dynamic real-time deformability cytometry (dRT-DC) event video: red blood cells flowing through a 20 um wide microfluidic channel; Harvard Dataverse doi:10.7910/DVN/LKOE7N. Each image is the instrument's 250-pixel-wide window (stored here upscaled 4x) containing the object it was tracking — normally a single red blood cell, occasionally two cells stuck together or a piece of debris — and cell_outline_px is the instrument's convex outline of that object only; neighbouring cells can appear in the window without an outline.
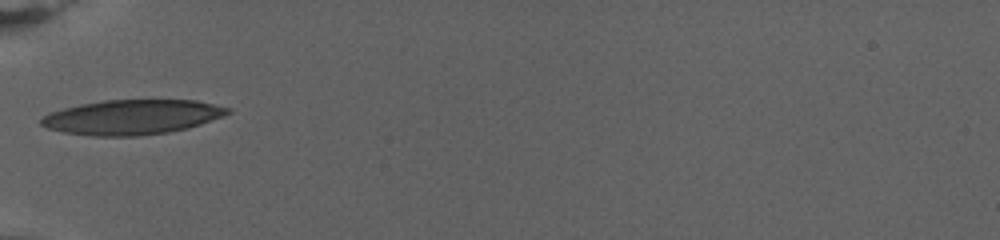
{"species": "human", "species_latin": "Homo sapiens", "temperature_condition": "warm", "stored_images_in_passage": 51, "camera_frame_rate_fps": 3000, "um_per_image_px": 0.085, "donor": {"sex": "female"}, "frame": {"image": 1, "passage_image": 1, "time_ms": 0.0, "image_size_px": [1000, 240], "cell_outline_px": [[232, 112], [224, 116], [188, 128], [168, 132], [140, 136], [92, 136], [64, 132], [48, 128], [40, 124], [40, 120], [44, 116], [52, 112], [64, 108], [80, 104], [104, 100], [196, 100], [232, 108]], "centroid_in_image_um": [11.27, 9.95], "position_along_channel_um": 73.7, "area_um2": 37.8}}
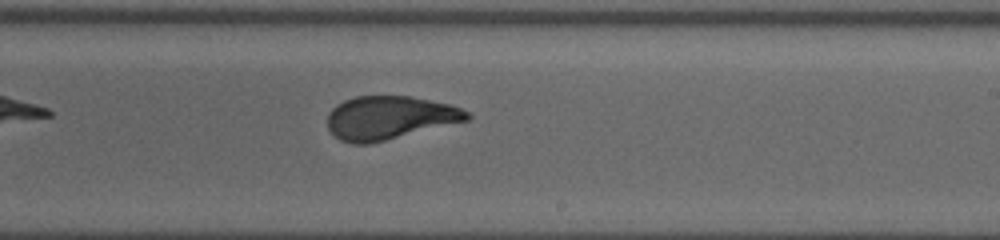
{"frame": {"image": 2, "passage_image": 22, "time_ms": 7.0, "image_size_px": [1000, 240], "cell_outline_px": [[472, 116], [468, 120], [372, 144], [352, 144], [340, 140], [328, 128], [328, 112], [336, 104], [344, 100], [356, 96], [412, 96], [448, 104], [460, 108], [468, 112]], "centroid_in_image_um": [33.09, 10.01], "position_along_channel_um": 255.9, "area_um2": 35.37}}
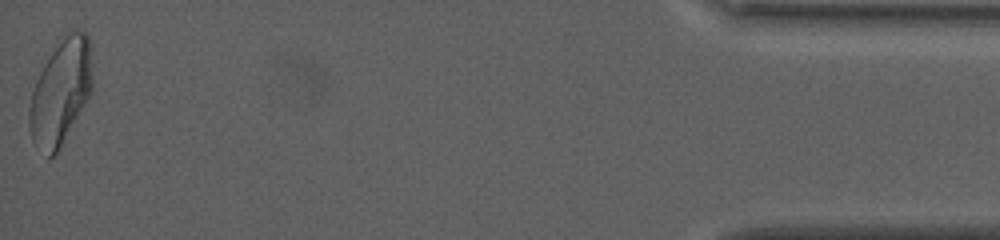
{"frame": {"image": 3, "passage_image": 51, "time_ms": 16.667, "image_size_px": [1000, 240], "cell_outline_px": [[92, 92], [56, 152], [48, 160], [32, 140], [28, 128], [28, 108], [32, 92], [36, 80], [44, 64], [52, 52], [72, 32], [84, 32], [88, 36], [92, 44]], "centroid_in_image_um": [5.15, 7.87], "position_along_channel_um": 430.0, "area_um2": 38.09}, "authors_computed_cell_mechanics": {"area_um2": 36.125, "velocity_mm_per_s": 2.6293, "shape_relaxation_time_tau1_ms": 6.7956, "shape_relaxation_time_tau2_ms": 1.1056, "deformation_change_tau1": 0.2118, "deformation_change_tau2": 0.0761}}